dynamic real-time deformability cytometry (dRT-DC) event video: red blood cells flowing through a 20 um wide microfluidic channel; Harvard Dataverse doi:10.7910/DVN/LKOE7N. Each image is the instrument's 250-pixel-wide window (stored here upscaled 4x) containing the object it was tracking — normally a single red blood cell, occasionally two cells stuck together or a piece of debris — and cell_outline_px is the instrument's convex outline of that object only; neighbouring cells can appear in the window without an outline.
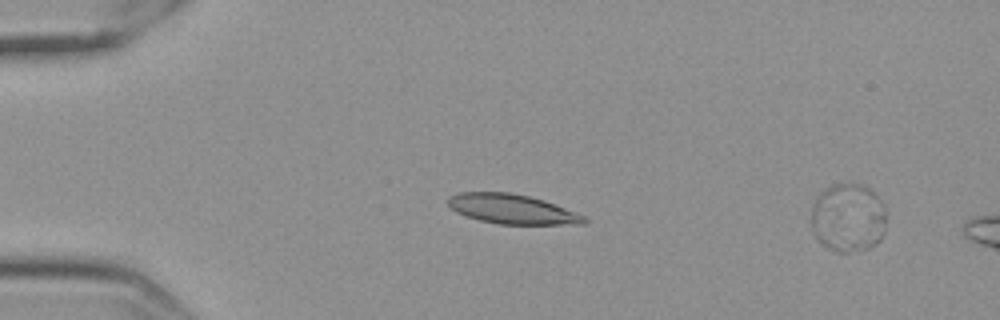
{"species": "Egyptian fruit bat (a non-hibernating species)", "species_latin": "Rousettus aegyptiacus", "temperature_condition": "cold", "stored_images_in_passage": 17, "segment_of_instrument_passage": [1, 2], "camera_frame_rate_fps": 3000, "um_per_image_px": 0.085, "frame": {"image": 1, "passage_image": 15, "time_ms": 4.667, "image_size_px": [1000, 320], "cell_outline_px": [[588, 220], [584, 224], [500, 224], [480, 220], [456, 212], [448, 204], [448, 196], [460, 192], [508, 192], [528, 196], [544, 200], [584, 216]], "centroid_in_image_um": [43.5, 17.77], "position_along_channel_um": 41.5, "area_um2": 23.18}}